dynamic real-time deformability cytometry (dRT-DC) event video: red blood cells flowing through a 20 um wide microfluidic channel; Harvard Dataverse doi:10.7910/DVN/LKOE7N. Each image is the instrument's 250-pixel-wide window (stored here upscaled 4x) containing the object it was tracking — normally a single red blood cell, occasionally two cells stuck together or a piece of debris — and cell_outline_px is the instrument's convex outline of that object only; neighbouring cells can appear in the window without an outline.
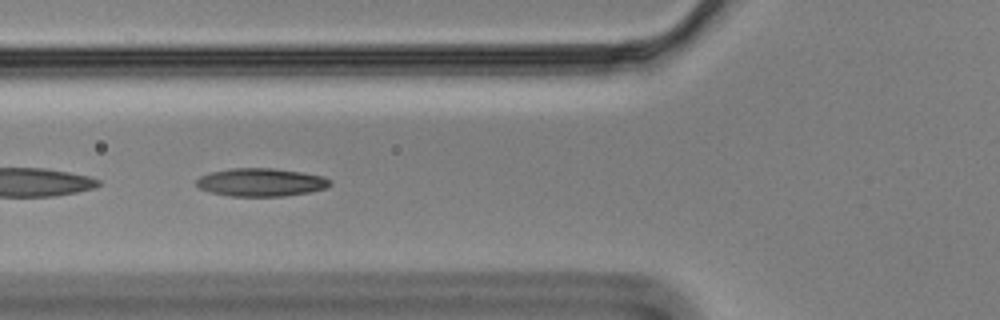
{"species": "Egyptian fruit bat (a non-hibernating species)", "species_latin": "Rousettus aegyptiacus", "temperature_condition": "cold", "stored_images_in_passage": 54, "camera_frame_rate_fps": 3000, "um_per_image_px": 0.085, "animal": {"sex": "male"}, "frame": {"image": 1, "passage_image": 20, "time_ms": 6.333, "image_size_px": [1000, 320], "cell_outline_px": [[332, 184], [324, 188], [308, 192], [284, 196], [232, 196], [212, 192], [200, 188], [196, 184], [196, 180], [200, 176], [212, 172], [232, 168], [272, 168], [300, 172], [320, 176], [332, 180]], "centroid_in_image_um": [22.18, 15.49], "position_along_channel_um": 103.6, "area_um2": 21.56}}
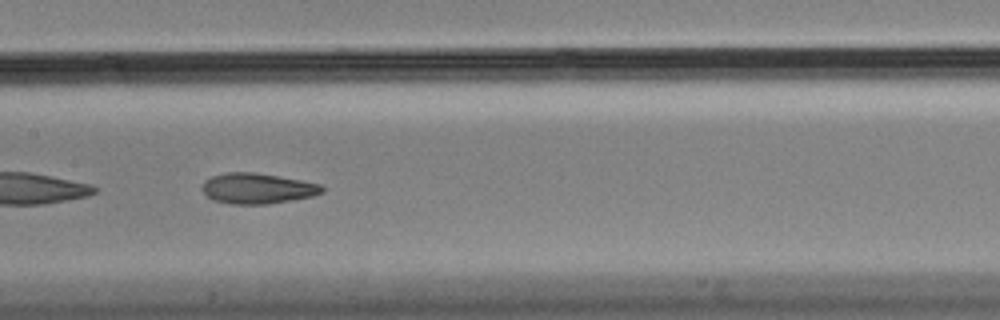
{"frame": {"image": 2, "passage_image": 27, "time_ms": 8.667, "image_size_px": [1000, 320], "cell_outline_px": [[324, 192], [312, 196], [292, 200], [268, 204], [232, 204], [212, 200], [200, 188], [204, 180], [212, 176], [224, 172], [252, 172], [300, 180], [320, 184], [324, 188]], "centroid_in_image_um": [21.84, 16.02], "position_along_channel_um": 185.6, "area_um2": 21.33}}
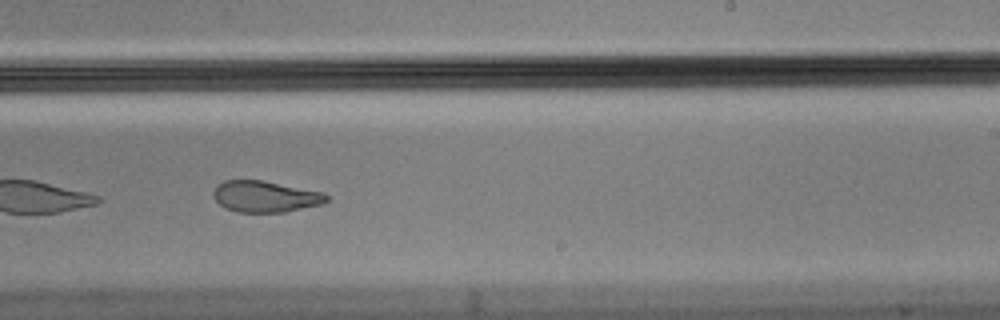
{"frame": {"image": 3, "passage_image": 34, "time_ms": 11.0, "image_size_px": [1000, 320], "cell_outline_px": [[328, 200], [320, 204], [284, 212], [236, 212], [224, 208], [212, 196], [212, 192], [224, 180], [260, 180], [324, 192], [328, 196]], "centroid_in_image_um": [22.52, 16.71], "position_along_channel_um": 266.5, "area_um2": 20.46}}